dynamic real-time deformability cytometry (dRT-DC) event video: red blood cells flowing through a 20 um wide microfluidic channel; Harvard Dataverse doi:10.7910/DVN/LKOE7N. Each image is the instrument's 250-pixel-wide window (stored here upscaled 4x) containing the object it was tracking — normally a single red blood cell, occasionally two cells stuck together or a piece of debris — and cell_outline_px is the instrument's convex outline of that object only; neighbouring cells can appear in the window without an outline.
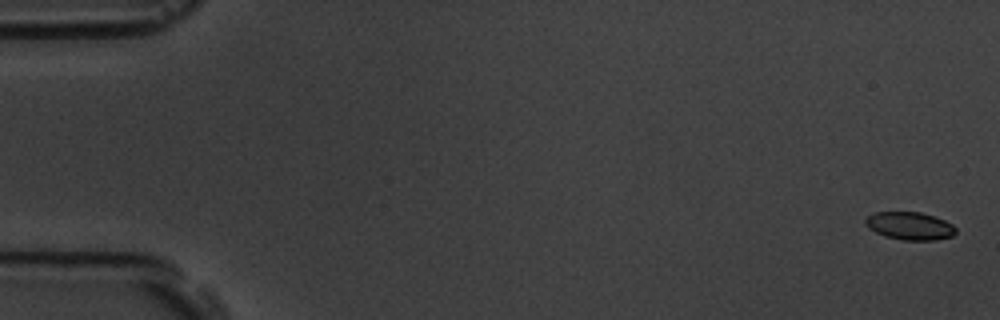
{"species": "common noctule bat (a hibernating species)", "species_latin": "Nyctalus noctula", "temperature_condition": "room temperature", "stored_images_in_passage": 3, "camera_frame_rate_fps": 3000, "um_per_image_px": 0.085, "animal": {"sex": "male", "body_mass_g": 19.5, "forearm_length_mm": 54.6}, "frame": {"image": 1, "passage_image": 1, "time_ms": 0.0, "image_size_px": [1000, 320], "cell_outline_px": [[956, 232], [952, 236], [936, 240], [904, 240], [884, 236], [868, 228], [864, 224], [864, 220], [868, 216], [876, 212], [920, 212], [944, 220], [952, 224], [956, 228]], "centroid_in_image_um": [77.32, 19.2], "position_along_channel_um": 7.7, "area_um2": 14.62}}